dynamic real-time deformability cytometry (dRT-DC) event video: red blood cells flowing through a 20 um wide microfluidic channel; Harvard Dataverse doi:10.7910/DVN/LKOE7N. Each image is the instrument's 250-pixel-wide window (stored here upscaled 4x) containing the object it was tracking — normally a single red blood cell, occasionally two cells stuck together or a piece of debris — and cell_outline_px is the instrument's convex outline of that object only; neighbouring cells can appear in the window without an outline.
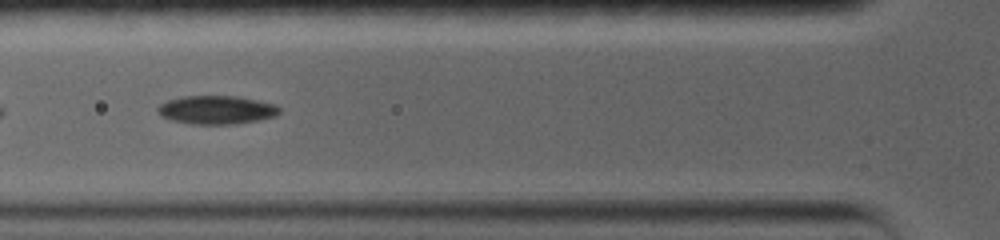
{"species": "common noctule bat (a hibernating species)", "species_latin": "Nyctalus noctula", "temperature_condition": "warm", "stored_images_in_passage": 19, "camera_frame_rate_fps": 5000, "um_per_image_px": 0.085, "animal": {"sex": "female", "body_mass_g": 19.0, "forearm_length_mm": 56.7}, "frame": {"image": 1, "passage_image": 6, "time_ms": 1.8, "image_size_px": [1000, 240], "cell_outline_px": [[280, 112], [276, 116], [260, 120], [236, 124], [192, 124], [172, 120], [160, 116], [156, 112], [156, 108], [160, 104], [168, 100], [184, 96], [236, 96], [276, 104], [280, 108]], "centroid_in_image_um": [18.4, 9.34], "position_along_channel_um": 107.4, "area_um2": 20.35}}